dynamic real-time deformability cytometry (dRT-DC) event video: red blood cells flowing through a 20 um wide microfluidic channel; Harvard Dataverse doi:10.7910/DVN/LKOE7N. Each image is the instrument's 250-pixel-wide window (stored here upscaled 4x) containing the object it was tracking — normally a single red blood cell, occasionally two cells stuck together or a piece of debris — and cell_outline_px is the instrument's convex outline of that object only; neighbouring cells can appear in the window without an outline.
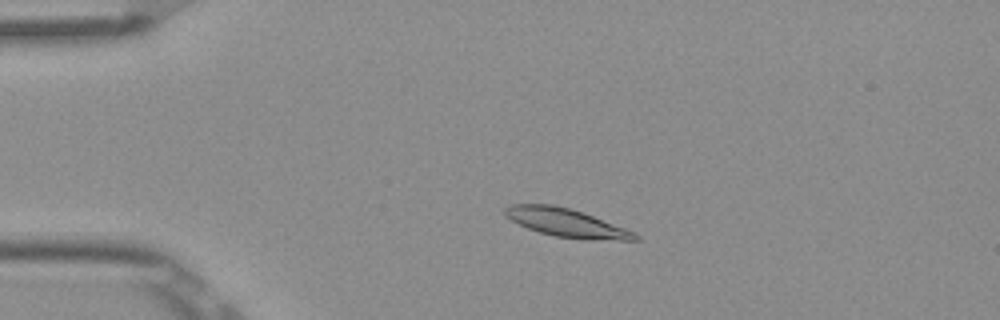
{"species": "Egyptian fruit bat (a non-hibernating species)", "species_latin": "Rousettus aegyptiacus", "temperature_condition": "room temperature", "stored_images_in_passage": 51, "camera_frame_rate_fps": 3000, "um_per_image_px": 0.085, "frame": {"image": 1, "passage_image": 10, "time_ms": 3.0, "image_size_px": [1000, 320], "cell_outline_px": [[640, 240], [580, 240], [556, 236], [540, 232], [528, 228], [504, 216], [504, 208], [508, 204], [552, 204], [584, 212], [636, 232], [640, 236]], "centroid_in_image_um": [48.18, 18.94], "position_along_channel_um": 36.8, "area_um2": 21.73}}
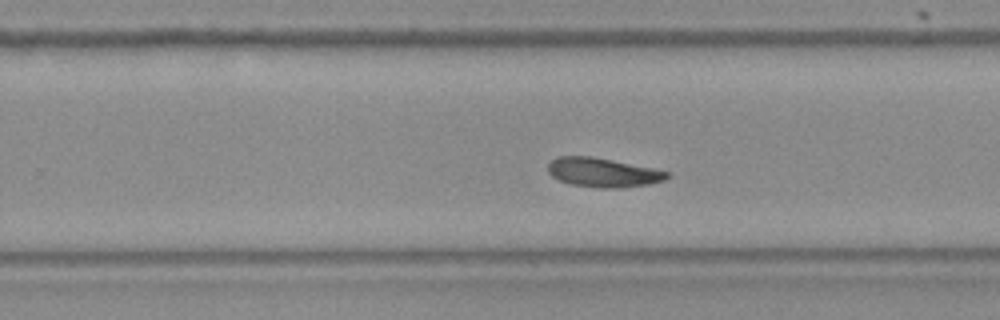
{"frame": {"image": 2, "passage_image": 32, "time_ms": 10.333, "image_size_px": [1000, 320], "cell_outline_px": [[668, 176], [664, 180], [648, 184], [616, 188], [600, 188], [572, 184], [560, 180], [552, 176], [548, 172], [548, 164], [556, 156], [592, 156], [652, 168], [668, 172]], "centroid_in_image_um": [51.2, 14.65], "position_along_channel_um": 278.6, "area_um2": 19.94}}
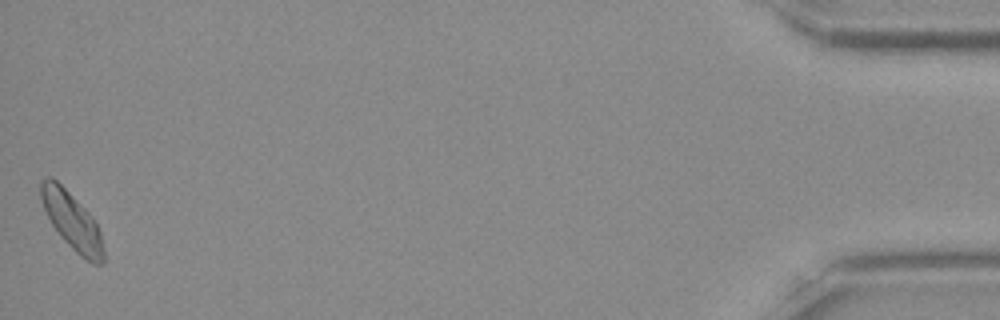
{"frame": {"image": 3, "passage_image": 51, "time_ms": 16.667, "image_size_px": [1000, 320], "cell_outline_px": [[104, 264], [92, 264], [80, 256], [60, 236], [52, 224], [40, 200], [40, 180], [48, 176], [52, 176], [92, 216], [100, 232], [104, 252]], "centroid_in_image_um": [6.11, 18.79], "position_along_channel_um": 429.1, "area_um2": 20.69}}